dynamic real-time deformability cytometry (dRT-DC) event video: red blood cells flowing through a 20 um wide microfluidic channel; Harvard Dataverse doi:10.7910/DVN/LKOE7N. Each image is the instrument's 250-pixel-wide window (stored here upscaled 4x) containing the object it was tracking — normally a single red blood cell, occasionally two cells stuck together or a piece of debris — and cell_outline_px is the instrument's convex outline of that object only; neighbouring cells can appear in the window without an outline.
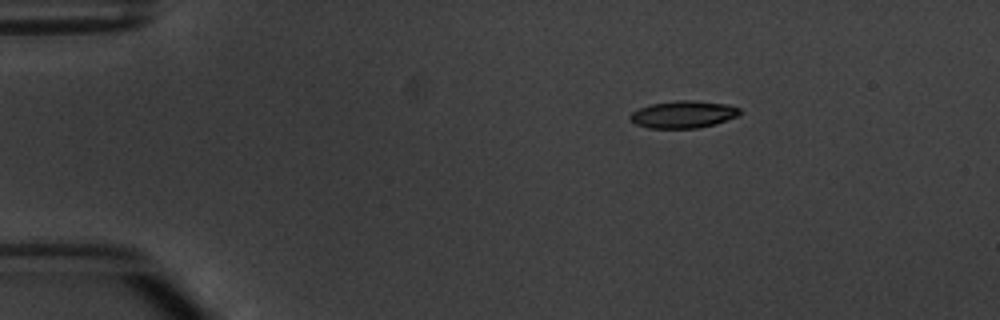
{"species": "common noctule bat (a hibernating species)", "species_latin": "Nyctalus noctula", "temperature_condition": "warm", "stored_images_in_passage": 3, "camera_frame_rate_fps": 3000, "um_per_image_px": 0.085, "animal": {"sex": "male", "body_mass_g": 20.1, "forearm_length_mm": 53.5}, "frame": {"image": 1, "passage_image": 1, "time_ms": 0.0, "image_size_px": [1000, 320], "cell_outline_px": [[740, 112], [736, 116], [716, 124], [700, 128], [648, 128], [636, 124], [628, 116], [632, 112], [640, 108], [652, 104], [676, 100], [692, 100], [728, 104], [740, 108]], "centroid_in_image_um": [58.08, 9.72], "position_along_channel_um": 26.9, "area_um2": 17.34}}